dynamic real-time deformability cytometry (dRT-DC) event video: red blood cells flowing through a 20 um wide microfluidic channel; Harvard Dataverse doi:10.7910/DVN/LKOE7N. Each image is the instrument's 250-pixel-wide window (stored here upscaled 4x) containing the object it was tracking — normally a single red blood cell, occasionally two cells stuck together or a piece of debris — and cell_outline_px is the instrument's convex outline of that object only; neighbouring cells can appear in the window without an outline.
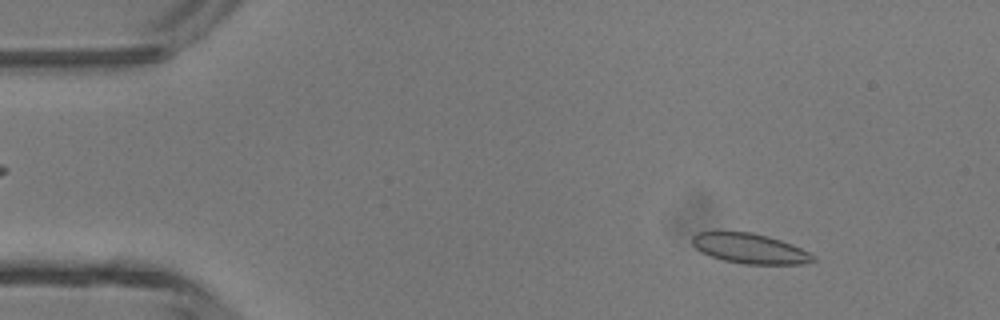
{"species": "common noctule bat (a hibernating species)", "species_latin": "Nyctalus noctula", "temperature_condition": "room temperature", "stored_images_in_passage": 46, "camera_frame_rate_fps": 3000, "um_per_image_px": 0.085, "animal": {"sex": "male", "body_mass_g": 13.3}, "frame": {"image": 1, "passage_image": 5, "time_ms": 1.333, "image_size_px": [1000, 320], "cell_outline_px": [[816, 260], [800, 264], [744, 264], [724, 260], [700, 252], [692, 244], [692, 236], [696, 232], [752, 232], [768, 236], [792, 244], [816, 256]], "centroid_in_image_um": [63.73, 21.12], "position_along_channel_um": 21.3, "area_um2": 21.04}}
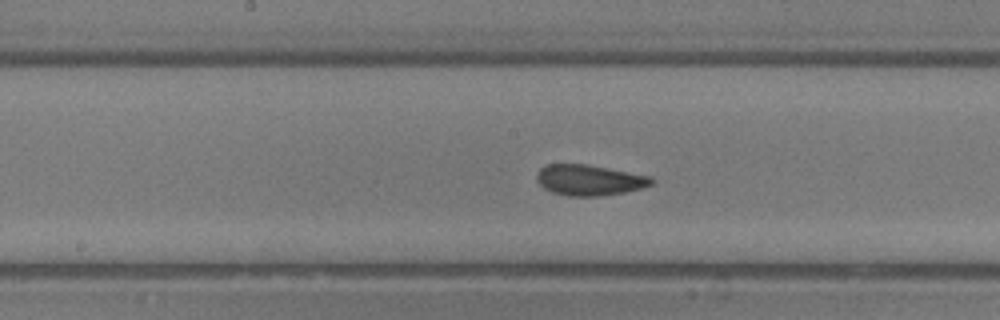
{"frame": {"image": 2, "passage_image": 23, "time_ms": 7.333, "image_size_px": [1000, 320], "cell_outline_px": [[656, 180], [652, 184], [640, 188], [624, 192], [600, 196], [568, 196], [552, 192], [544, 188], [536, 180], [536, 176], [540, 168], [548, 164], [584, 164], [608, 168], [652, 176]], "centroid_in_image_um": [50.1, 15.3], "position_along_channel_um": 198.1, "area_um2": 20.52}}
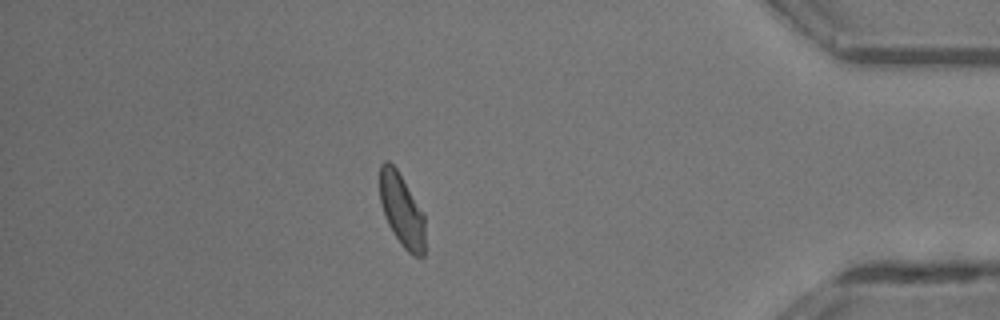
{"frame": {"image": 3, "passage_image": 40, "time_ms": 13.0, "image_size_px": [1000, 320], "cell_outline_px": [[424, 256], [412, 256], [400, 244], [388, 224], [384, 216], [380, 200], [380, 164], [384, 160], [388, 160], [396, 168], [424, 212]], "centroid_in_image_um": [34.15, 17.86], "position_along_channel_um": 401.1, "area_um2": 19.31}, "authors_computed_cell_mechanics": {"area_um2": 20.519, "velocity_mm_per_s": 4.3353, "shape_relaxation_time_tau1_ms": 4.5582, "shape_relaxation_time_tau2_ms": 0.9412, "deformation_change_tau1": 0.1133, "deformation_change_tau2": 0.045}}